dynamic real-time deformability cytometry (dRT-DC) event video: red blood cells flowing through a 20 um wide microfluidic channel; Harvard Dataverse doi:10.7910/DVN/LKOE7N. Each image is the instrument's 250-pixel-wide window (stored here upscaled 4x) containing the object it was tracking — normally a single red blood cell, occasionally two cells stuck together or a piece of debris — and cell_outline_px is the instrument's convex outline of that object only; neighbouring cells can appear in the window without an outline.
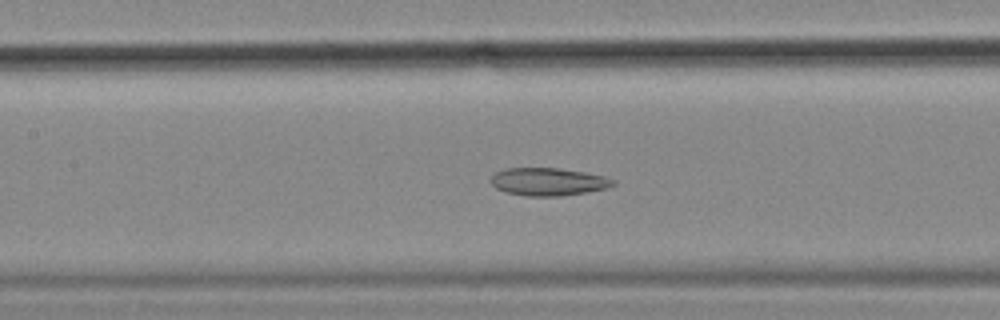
{"species": "common noctule bat (a hibernating species)", "species_latin": "Nyctalus noctula", "temperature_condition": "cold", "stored_images_in_passage": 53, "camera_frame_rate_fps": 3000, "um_per_image_px": 0.085, "animal": {"sex": "female", "body_mass_g": 18.4}, "frame": {"image": 1, "passage_image": 22, "time_ms": 7.0, "image_size_px": [1000, 320], "cell_outline_px": [[616, 184], [608, 188], [560, 196], [524, 196], [508, 192], [496, 188], [488, 180], [496, 172], [508, 168], [560, 168], [584, 172], [604, 176], [616, 180]], "centroid_in_image_um": [46.61, 15.44], "position_along_channel_um": 160.8, "area_um2": 19.77}}
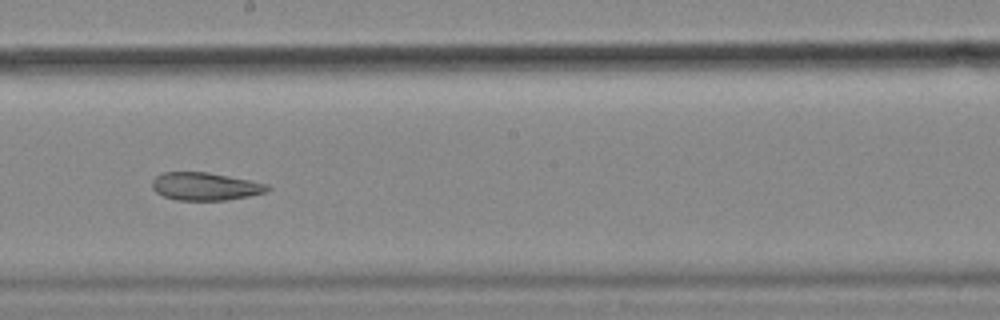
{"frame": {"image": 2, "passage_image": 28, "time_ms": 9.0, "image_size_px": [1000, 320], "cell_outline_px": [[272, 188], [264, 192], [248, 196], [224, 200], [176, 200], [164, 196], [156, 192], [152, 188], [152, 180], [156, 176], [164, 172], [208, 172], [268, 184]], "centroid_in_image_um": [17.42, 15.84], "position_along_channel_um": 230.8, "area_um2": 18.55}}
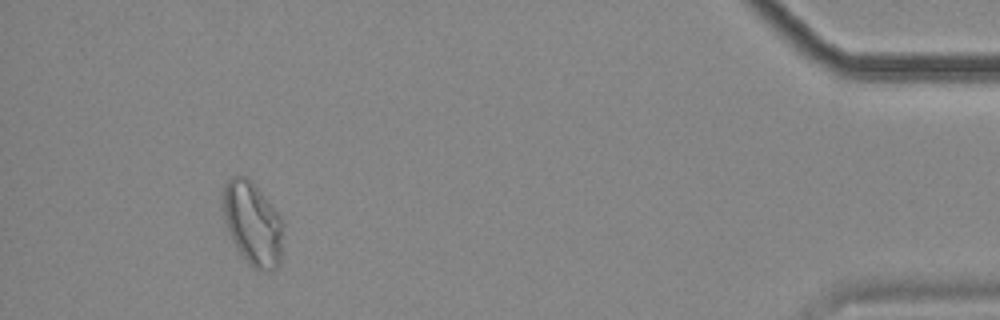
{"frame": {"image": 3, "passage_image": 49, "time_ms": 16.0, "image_size_px": [1000, 320], "cell_outline_px": [[284, 228], [280, 260], [276, 268], [252, 268], [248, 264], [232, 240], [224, 216], [224, 184], [232, 176], [248, 176], [280, 216], [284, 224]], "centroid_in_image_um": [21.5, 18.97], "position_along_channel_um": 413.7, "area_um2": 28.73}, "authors_computed_cell_mechanics": {"area_um2": 23.5246, "velocity_mm_per_s": 3.5157, "shape_relaxation_time_tau1_ms": null, "shape_relaxation_time_tau2_ms": 6.2326, "deformation_change_tau1": null, "deformation_change_tau2": 0.1366}}